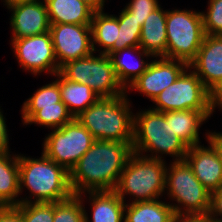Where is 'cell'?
I'll return each instance as SVG.
<instances>
[{"mask_svg":"<svg viewBox=\"0 0 222 222\" xmlns=\"http://www.w3.org/2000/svg\"><path fill=\"white\" fill-rule=\"evenodd\" d=\"M160 6L158 0H131L124 8L142 26L152 11Z\"/></svg>","mask_w":222,"mask_h":222,"instance_id":"cell-32","label":"cell"},{"mask_svg":"<svg viewBox=\"0 0 222 222\" xmlns=\"http://www.w3.org/2000/svg\"><path fill=\"white\" fill-rule=\"evenodd\" d=\"M132 153V143L95 140L69 172L73 194L114 191Z\"/></svg>","mask_w":222,"mask_h":222,"instance_id":"cell-1","label":"cell"},{"mask_svg":"<svg viewBox=\"0 0 222 222\" xmlns=\"http://www.w3.org/2000/svg\"><path fill=\"white\" fill-rule=\"evenodd\" d=\"M83 193L54 203L53 222H85Z\"/></svg>","mask_w":222,"mask_h":222,"instance_id":"cell-28","label":"cell"},{"mask_svg":"<svg viewBox=\"0 0 222 222\" xmlns=\"http://www.w3.org/2000/svg\"><path fill=\"white\" fill-rule=\"evenodd\" d=\"M61 101L65 103L74 118L79 116L100 97L88 85L66 79L59 72Z\"/></svg>","mask_w":222,"mask_h":222,"instance_id":"cell-25","label":"cell"},{"mask_svg":"<svg viewBox=\"0 0 222 222\" xmlns=\"http://www.w3.org/2000/svg\"><path fill=\"white\" fill-rule=\"evenodd\" d=\"M216 107L217 108H221L222 109V99H214V110H216ZM212 136L216 139V140H218V141H220V142H222V133L221 132H212Z\"/></svg>","mask_w":222,"mask_h":222,"instance_id":"cell-38","label":"cell"},{"mask_svg":"<svg viewBox=\"0 0 222 222\" xmlns=\"http://www.w3.org/2000/svg\"><path fill=\"white\" fill-rule=\"evenodd\" d=\"M18 165L20 195L23 187L31 193L28 198L27 196L25 199L19 198L20 203H55L66 200L73 195L69 182V172L48 158L43 152L39 159L18 154Z\"/></svg>","mask_w":222,"mask_h":222,"instance_id":"cell-2","label":"cell"},{"mask_svg":"<svg viewBox=\"0 0 222 222\" xmlns=\"http://www.w3.org/2000/svg\"><path fill=\"white\" fill-rule=\"evenodd\" d=\"M51 130L43 141V153L70 172L90 149L95 138L77 118L61 128Z\"/></svg>","mask_w":222,"mask_h":222,"instance_id":"cell-10","label":"cell"},{"mask_svg":"<svg viewBox=\"0 0 222 222\" xmlns=\"http://www.w3.org/2000/svg\"><path fill=\"white\" fill-rule=\"evenodd\" d=\"M91 219L85 211V222H124L126 203L114 191H87ZM92 220V221H90Z\"/></svg>","mask_w":222,"mask_h":222,"instance_id":"cell-18","label":"cell"},{"mask_svg":"<svg viewBox=\"0 0 222 222\" xmlns=\"http://www.w3.org/2000/svg\"><path fill=\"white\" fill-rule=\"evenodd\" d=\"M214 99H222V87L213 95Z\"/></svg>","mask_w":222,"mask_h":222,"instance_id":"cell-40","label":"cell"},{"mask_svg":"<svg viewBox=\"0 0 222 222\" xmlns=\"http://www.w3.org/2000/svg\"><path fill=\"white\" fill-rule=\"evenodd\" d=\"M1 108V107H0ZM5 117L2 110L0 109V152L8 151L9 148V134L7 132L8 128L6 125Z\"/></svg>","mask_w":222,"mask_h":222,"instance_id":"cell-35","label":"cell"},{"mask_svg":"<svg viewBox=\"0 0 222 222\" xmlns=\"http://www.w3.org/2000/svg\"><path fill=\"white\" fill-rule=\"evenodd\" d=\"M10 153L0 152V207L20 204L18 154Z\"/></svg>","mask_w":222,"mask_h":222,"instance_id":"cell-21","label":"cell"},{"mask_svg":"<svg viewBox=\"0 0 222 222\" xmlns=\"http://www.w3.org/2000/svg\"><path fill=\"white\" fill-rule=\"evenodd\" d=\"M189 68L214 95L222 87V35H205Z\"/></svg>","mask_w":222,"mask_h":222,"instance_id":"cell-15","label":"cell"},{"mask_svg":"<svg viewBox=\"0 0 222 222\" xmlns=\"http://www.w3.org/2000/svg\"><path fill=\"white\" fill-rule=\"evenodd\" d=\"M0 222H23L19 210L15 206L0 207Z\"/></svg>","mask_w":222,"mask_h":222,"instance_id":"cell-34","label":"cell"},{"mask_svg":"<svg viewBox=\"0 0 222 222\" xmlns=\"http://www.w3.org/2000/svg\"><path fill=\"white\" fill-rule=\"evenodd\" d=\"M209 215L222 220V187L211 193V207Z\"/></svg>","mask_w":222,"mask_h":222,"instance_id":"cell-33","label":"cell"},{"mask_svg":"<svg viewBox=\"0 0 222 222\" xmlns=\"http://www.w3.org/2000/svg\"><path fill=\"white\" fill-rule=\"evenodd\" d=\"M90 27L94 53L99 51L100 54L110 56L113 52L118 51L119 25L117 15L107 14L104 11L94 12ZM96 46L102 47L98 50Z\"/></svg>","mask_w":222,"mask_h":222,"instance_id":"cell-19","label":"cell"},{"mask_svg":"<svg viewBox=\"0 0 222 222\" xmlns=\"http://www.w3.org/2000/svg\"><path fill=\"white\" fill-rule=\"evenodd\" d=\"M44 1L51 24H91L94 11L81 0Z\"/></svg>","mask_w":222,"mask_h":222,"instance_id":"cell-20","label":"cell"},{"mask_svg":"<svg viewBox=\"0 0 222 222\" xmlns=\"http://www.w3.org/2000/svg\"><path fill=\"white\" fill-rule=\"evenodd\" d=\"M127 203L124 222H173L176 217L170 202L156 199Z\"/></svg>","mask_w":222,"mask_h":222,"instance_id":"cell-23","label":"cell"},{"mask_svg":"<svg viewBox=\"0 0 222 222\" xmlns=\"http://www.w3.org/2000/svg\"><path fill=\"white\" fill-rule=\"evenodd\" d=\"M166 18L167 11L159 6L150 13L141 26L139 46L153 58L166 55Z\"/></svg>","mask_w":222,"mask_h":222,"instance_id":"cell-17","label":"cell"},{"mask_svg":"<svg viewBox=\"0 0 222 222\" xmlns=\"http://www.w3.org/2000/svg\"><path fill=\"white\" fill-rule=\"evenodd\" d=\"M10 45L19 66L25 71L35 76L44 71L50 75H55L60 71L50 32L11 39Z\"/></svg>","mask_w":222,"mask_h":222,"instance_id":"cell-11","label":"cell"},{"mask_svg":"<svg viewBox=\"0 0 222 222\" xmlns=\"http://www.w3.org/2000/svg\"><path fill=\"white\" fill-rule=\"evenodd\" d=\"M167 46L165 58L190 64L205 37L202 12L188 9L167 10Z\"/></svg>","mask_w":222,"mask_h":222,"instance_id":"cell-7","label":"cell"},{"mask_svg":"<svg viewBox=\"0 0 222 222\" xmlns=\"http://www.w3.org/2000/svg\"><path fill=\"white\" fill-rule=\"evenodd\" d=\"M54 76L56 80L37 89V91L23 103L21 108L23 125L42 107L57 106V103L61 102L59 72Z\"/></svg>","mask_w":222,"mask_h":222,"instance_id":"cell-26","label":"cell"},{"mask_svg":"<svg viewBox=\"0 0 222 222\" xmlns=\"http://www.w3.org/2000/svg\"><path fill=\"white\" fill-rule=\"evenodd\" d=\"M187 68L189 65L183 61L156 57L149 62L145 72L126 91H138L153 101L158 94L173 84Z\"/></svg>","mask_w":222,"mask_h":222,"instance_id":"cell-14","label":"cell"},{"mask_svg":"<svg viewBox=\"0 0 222 222\" xmlns=\"http://www.w3.org/2000/svg\"><path fill=\"white\" fill-rule=\"evenodd\" d=\"M49 32L59 68L94 52L90 25L51 24Z\"/></svg>","mask_w":222,"mask_h":222,"instance_id":"cell-13","label":"cell"},{"mask_svg":"<svg viewBox=\"0 0 222 222\" xmlns=\"http://www.w3.org/2000/svg\"><path fill=\"white\" fill-rule=\"evenodd\" d=\"M207 222H222L221 219H217L214 217H211L209 214L207 215Z\"/></svg>","mask_w":222,"mask_h":222,"instance_id":"cell-41","label":"cell"},{"mask_svg":"<svg viewBox=\"0 0 222 222\" xmlns=\"http://www.w3.org/2000/svg\"><path fill=\"white\" fill-rule=\"evenodd\" d=\"M173 222H207V216H176Z\"/></svg>","mask_w":222,"mask_h":222,"instance_id":"cell-36","label":"cell"},{"mask_svg":"<svg viewBox=\"0 0 222 222\" xmlns=\"http://www.w3.org/2000/svg\"><path fill=\"white\" fill-rule=\"evenodd\" d=\"M30 1H36V0H3V2H5V6H12L18 3H22V2H30Z\"/></svg>","mask_w":222,"mask_h":222,"instance_id":"cell-39","label":"cell"},{"mask_svg":"<svg viewBox=\"0 0 222 222\" xmlns=\"http://www.w3.org/2000/svg\"><path fill=\"white\" fill-rule=\"evenodd\" d=\"M208 147L194 145L189 147L184 160L193 170L196 178L212 193L222 187V142L207 132Z\"/></svg>","mask_w":222,"mask_h":222,"instance_id":"cell-12","label":"cell"},{"mask_svg":"<svg viewBox=\"0 0 222 222\" xmlns=\"http://www.w3.org/2000/svg\"><path fill=\"white\" fill-rule=\"evenodd\" d=\"M188 149L171 127V111L158 112L149 108L134 114L133 152L163 160L166 154L173 157V161H181Z\"/></svg>","mask_w":222,"mask_h":222,"instance_id":"cell-3","label":"cell"},{"mask_svg":"<svg viewBox=\"0 0 222 222\" xmlns=\"http://www.w3.org/2000/svg\"><path fill=\"white\" fill-rule=\"evenodd\" d=\"M74 119L63 101L57 106L42 107L24 125L37 124L50 129L61 128Z\"/></svg>","mask_w":222,"mask_h":222,"instance_id":"cell-27","label":"cell"},{"mask_svg":"<svg viewBox=\"0 0 222 222\" xmlns=\"http://www.w3.org/2000/svg\"><path fill=\"white\" fill-rule=\"evenodd\" d=\"M127 96L101 97L76 118L95 140L132 143L134 114Z\"/></svg>","mask_w":222,"mask_h":222,"instance_id":"cell-4","label":"cell"},{"mask_svg":"<svg viewBox=\"0 0 222 222\" xmlns=\"http://www.w3.org/2000/svg\"><path fill=\"white\" fill-rule=\"evenodd\" d=\"M11 13V39H20L49 32L51 23L45 1L22 2L7 7Z\"/></svg>","mask_w":222,"mask_h":222,"instance_id":"cell-16","label":"cell"},{"mask_svg":"<svg viewBox=\"0 0 222 222\" xmlns=\"http://www.w3.org/2000/svg\"><path fill=\"white\" fill-rule=\"evenodd\" d=\"M132 53H135V55L138 54L137 57L139 56L140 59L138 60L135 58L137 62L135 60V63L133 61H130V63L129 61L123 59V54H128L130 57L133 55ZM144 57H146V59L148 57L152 58V56L145 52L140 46L123 48L113 52L110 55L117 78L125 89H127L138 77H140L145 72L149 63L144 61Z\"/></svg>","mask_w":222,"mask_h":222,"instance_id":"cell-24","label":"cell"},{"mask_svg":"<svg viewBox=\"0 0 222 222\" xmlns=\"http://www.w3.org/2000/svg\"><path fill=\"white\" fill-rule=\"evenodd\" d=\"M215 111L177 110L171 111V127L176 135L189 147L199 145V127Z\"/></svg>","mask_w":222,"mask_h":222,"instance_id":"cell-22","label":"cell"},{"mask_svg":"<svg viewBox=\"0 0 222 222\" xmlns=\"http://www.w3.org/2000/svg\"><path fill=\"white\" fill-rule=\"evenodd\" d=\"M166 170L165 160L133 152L121 172L114 192L124 202L125 195L132 196L131 203L159 199L165 194Z\"/></svg>","mask_w":222,"mask_h":222,"instance_id":"cell-5","label":"cell"},{"mask_svg":"<svg viewBox=\"0 0 222 222\" xmlns=\"http://www.w3.org/2000/svg\"><path fill=\"white\" fill-rule=\"evenodd\" d=\"M88 5L94 12L104 11L105 0H81Z\"/></svg>","mask_w":222,"mask_h":222,"instance_id":"cell-37","label":"cell"},{"mask_svg":"<svg viewBox=\"0 0 222 222\" xmlns=\"http://www.w3.org/2000/svg\"><path fill=\"white\" fill-rule=\"evenodd\" d=\"M202 17L206 35H222V0H209Z\"/></svg>","mask_w":222,"mask_h":222,"instance_id":"cell-31","label":"cell"},{"mask_svg":"<svg viewBox=\"0 0 222 222\" xmlns=\"http://www.w3.org/2000/svg\"><path fill=\"white\" fill-rule=\"evenodd\" d=\"M165 190L168 198L178 203L170 204L176 216L209 214L211 193L196 178L185 160L174 161L167 166Z\"/></svg>","mask_w":222,"mask_h":222,"instance_id":"cell-6","label":"cell"},{"mask_svg":"<svg viewBox=\"0 0 222 222\" xmlns=\"http://www.w3.org/2000/svg\"><path fill=\"white\" fill-rule=\"evenodd\" d=\"M94 55L93 52L87 57L67 62L59 72L70 81L88 85L100 98L128 94L117 78L110 56Z\"/></svg>","mask_w":222,"mask_h":222,"instance_id":"cell-8","label":"cell"},{"mask_svg":"<svg viewBox=\"0 0 222 222\" xmlns=\"http://www.w3.org/2000/svg\"><path fill=\"white\" fill-rule=\"evenodd\" d=\"M22 217L23 222H53L54 203H20L15 206Z\"/></svg>","mask_w":222,"mask_h":222,"instance_id":"cell-30","label":"cell"},{"mask_svg":"<svg viewBox=\"0 0 222 222\" xmlns=\"http://www.w3.org/2000/svg\"><path fill=\"white\" fill-rule=\"evenodd\" d=\"M118 50L139 46L141 25L125 8L118 15Z\"/></svg>","mask_w":222,"mask_h":222,"instance_id":"cell-29","label":"cell"},{"mask_svg":"<svg viewBox=\"0 0 222 222\" xmlns=\"http://www.w3.org/2000/svg\"><path fill=\"white\" fill-rule=\"evenodd\" d=\"M152 102L156 106L150 109L158 112L187 109L214 111L213 94L190 68H187L173 84L158 94Z\"/></svg>","mask_w":222,"mask_h":222,"instance_id":"cell-9","label":"cell"}]
</instances>
